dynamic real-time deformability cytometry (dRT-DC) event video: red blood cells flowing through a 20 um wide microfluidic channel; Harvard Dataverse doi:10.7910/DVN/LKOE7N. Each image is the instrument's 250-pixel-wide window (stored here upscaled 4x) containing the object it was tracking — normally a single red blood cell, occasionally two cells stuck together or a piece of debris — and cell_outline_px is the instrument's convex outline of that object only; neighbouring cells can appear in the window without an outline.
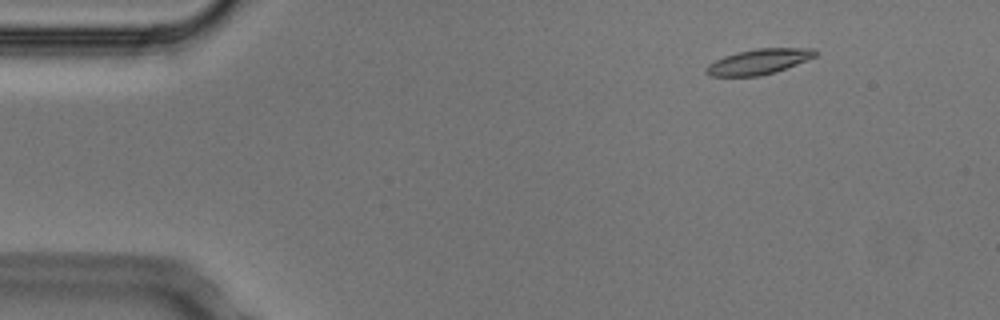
{"species": "Egyptian fruit bat (a non-hibernating species)", "species_latin": "Rousettus aegyptiacus", "temperature_condition": "cold", "stored_images_in_passage": 4, "camera_frame_rate_fps": 3000, "um_per_image_px": 0.085, "animal": {"sex": "male"}, "frame": {"image": 1, "passage_image": 2, "time_ms": 0.333, "image_size_px": [1000, 320], "cell_outline_px": [[816, 56], [796, 64], [760, 76], [708, 76], [704, 72], [704, 68], [708, 64], [724, 56], [736, 52], [756, 48], [816, 48]], "centroid_in_image_um": [64.43, 5.23], "position_along_channel_um": 20.6, "area_um2": 16.01}}
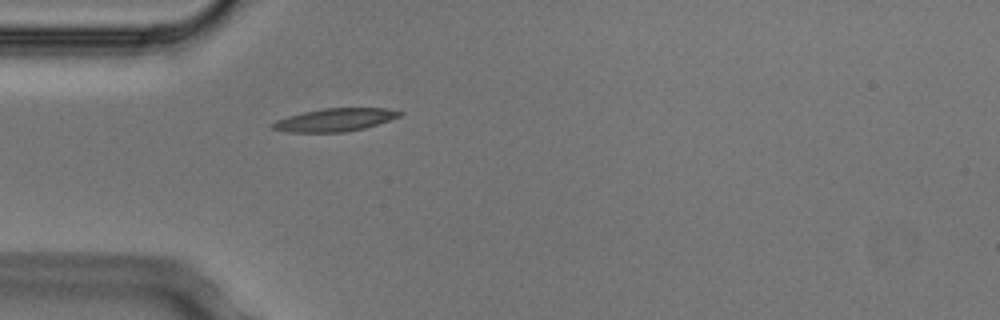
{"frame": {"image": 2, "passage_image": 4, "time_ms": 1.0, "image_size_px": [1000, 320], "cell_outline_px": [[404, 112], [400, 116], [364, 128], [344, 132], [288, 132], [272, 128], [268, 124], [276, 120], [288, 116], [320, 108], [388, 108]], "centroid_in_image_um": [28.43, 10.18], "position_along_channel_um": 56.6, "area_um2": 16.94}}